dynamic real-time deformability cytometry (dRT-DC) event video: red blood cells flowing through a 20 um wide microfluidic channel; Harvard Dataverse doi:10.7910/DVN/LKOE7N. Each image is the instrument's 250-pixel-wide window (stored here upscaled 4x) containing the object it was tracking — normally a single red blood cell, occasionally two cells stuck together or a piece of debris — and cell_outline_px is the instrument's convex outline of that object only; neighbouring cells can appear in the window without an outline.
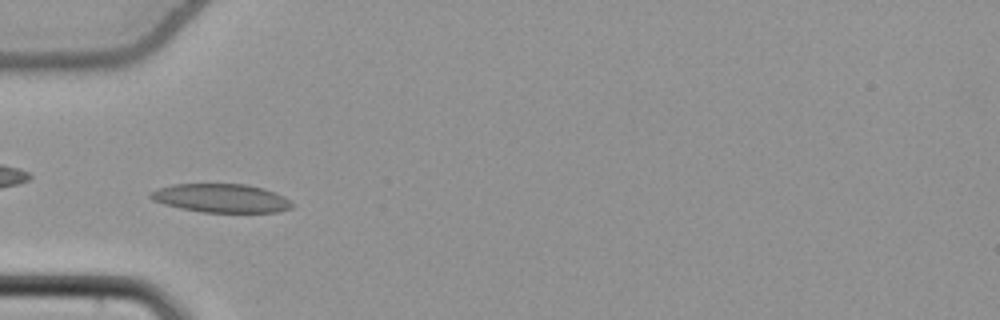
{"species": "common noctule bat (a hibernating species)", "species_latin": "Nyctalus noctula", "temperature_condition": "cold", "stored_images_in_passage": 56, "camera_frame_rate_fps": 3000, "um_per_image_px": 0.085, "animal": {"sex": "female", "body_mass_g": 22.7, "forearm_length_mm": 54.2}, "frame": {"image": 1, "passage_image": 21, "time_ms": 6.667, "image_size_px": [1000, 320], "cell_outline_px": [[292, 208], [276, 212], [200, 212], [180, 208], [164, 204], [152, 200], [148, 196], [148, 192], [156, 188], [172, 184], [248, 184], [264, 188], [284, 196], [292, 204]], "centroid_in_image_um": [18.74, 16.84], "position_along_channel_um": 66.3, "area_um2": 23.76}}
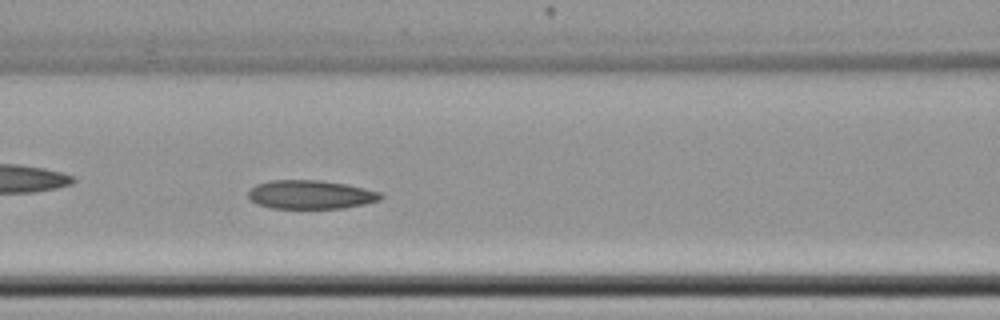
{"frame": {"image": 2, "passage_image": 27, "time_ms": 8.667, "image_size_px": [1000, 320], "cell_outline_px": [[384, 196], [380, 200], [364, 204], [344, 208], [272, 208], [256, 204], [248, 196], [248, 192], [256, 184], [268, 180], [320, 180], [348, 184], [380, 192]], "centroid_in_image_um": [26.41, 16.53], "position_along_channel_um": 140.2, "area_um2": 22.25}}
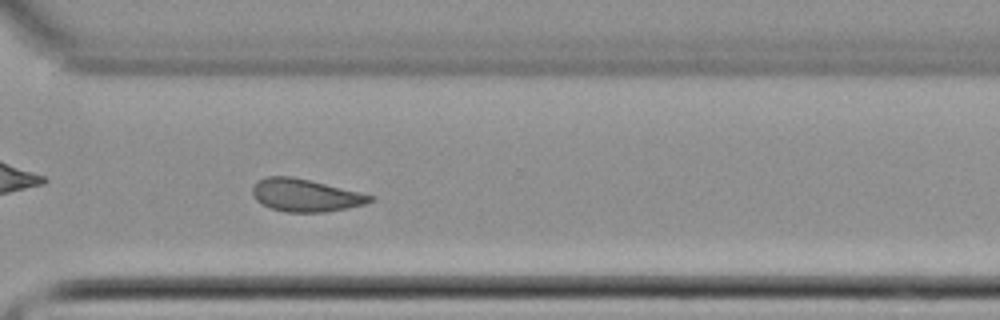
{"frame": {"image": 3, "passage_image": 43, "time_ms": 14.0, "image_size_px": [1000, 320], "cell_outline_px": [[376, 196], [372, 200], [364, 204], [348, 208], [324, 212], [284, 212], [272, 208], [256, 200], [252, 192], [252, 188], [260, 180], [268, 176], [292, 176]], "centroid_in_image_um": [25.97, 16.6], "position_along_channel_um": 344.6, "area_um2": 22.02}}